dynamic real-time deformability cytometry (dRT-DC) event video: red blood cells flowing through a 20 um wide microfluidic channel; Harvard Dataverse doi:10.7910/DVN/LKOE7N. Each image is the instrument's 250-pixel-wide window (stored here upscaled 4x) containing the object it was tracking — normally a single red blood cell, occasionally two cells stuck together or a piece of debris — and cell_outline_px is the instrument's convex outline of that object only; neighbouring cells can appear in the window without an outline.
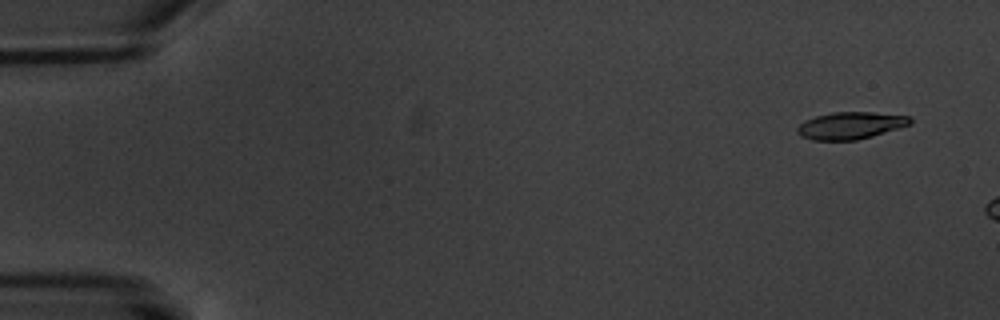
{"species": "common noctule bat (a hibernating species)", "species_latin": "Nyctalus noctula", "temperature_condition": "warm", "stored_images_in_passage": 3, "camera_frame_rate_fps": 3000, "um_per_image_px": 0.085, "animal": {"sex": "male", "body_mass_g": 20.1, "forearm_length_mm": 53.5}, "frame": {"image": 1, "passage_image": 1, "time_ms": 0.0, "image_size_px": [1000, 320], "cell_outline_px": [[912, 124], [872, 136], [856, 140], [812, 140], [800, 136], [796, 132], [796, 128], [804, 120], [816, 116], [832, 112], [872, 112], [908, 116], [912, 120]], "centroid_in_image_um": [72.26, 10.67], "position_along_channel_um": 12.7, "area_um2": 17.86}}